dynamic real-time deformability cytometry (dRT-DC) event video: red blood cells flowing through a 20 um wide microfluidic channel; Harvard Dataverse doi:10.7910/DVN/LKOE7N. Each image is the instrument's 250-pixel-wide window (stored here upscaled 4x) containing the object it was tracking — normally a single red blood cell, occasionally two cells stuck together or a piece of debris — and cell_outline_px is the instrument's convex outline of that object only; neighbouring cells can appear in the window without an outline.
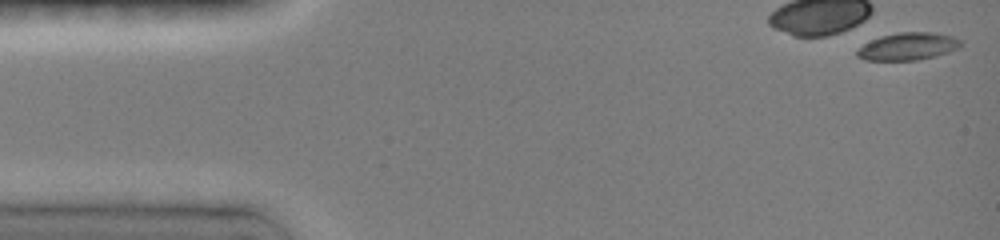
{"species": "common noctule bat (a hibernating species)", "species_latin": "Nyctalus noctula", "temperature_condition": "room temperature", "stored_images_in_passage": 21, "camera_frame_rate_fps": 3000, "um_per_image_px": 0.085, "animal": {"sex": "female", "body_mass_g": 19.0, "forearm_length_mm": 51.5}, "frame": {"image": 1, "passage_image": 1, "time_ms": 0.0, "image_size_px": [1000, 240], "cell_outline_px": [[960, 44], [956, 48], [948, 52], [936, 56], [916, 60], [864, 60], [856, 56], [856, 52], [864, 44], [880, 36], [896, 32], [936, 32], [952, 36], [960, 40]], "centroid_in_image_um": [77.15, 3.94], "position_along_channel_um": 7.8, "area_um2": 16.47}}
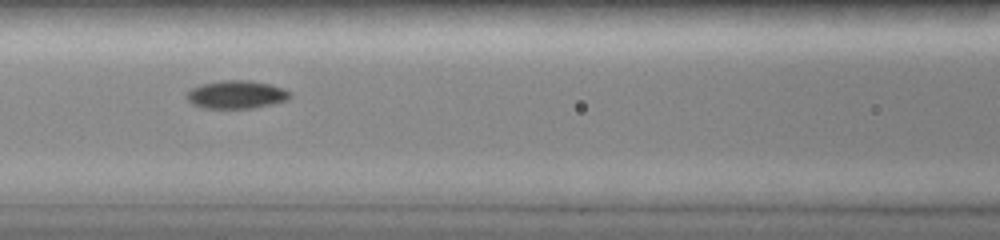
{"frame": {"image": 2, "passage_image": 12, "time_ms": 6.333, "image_size_px": [1000, 240], "cell_outline_px": [[292, 96], [288, 100], [272, 104], [252, 108], [204, 108], [192, 104], [184, 96], [192, 88], [200, 84], [220, 80], [252, 80], [272, 84], [284, 88]], "centroid_in_image_um": [20.09, 8.03], "position_along_channel_um": 146.5, "area_um2": 17.11}, "authors_computed_cell_mechanics": {"area_um2": 16.7042, "velocity_mm_per_s": 4.0286, "shape_relaxation_time_tau1_ms": 10.6607, "shape_relaxation_time_tau2_ms": null, "deformation_change_tau1": 0.1902, "deformation_change_tau2": null}}